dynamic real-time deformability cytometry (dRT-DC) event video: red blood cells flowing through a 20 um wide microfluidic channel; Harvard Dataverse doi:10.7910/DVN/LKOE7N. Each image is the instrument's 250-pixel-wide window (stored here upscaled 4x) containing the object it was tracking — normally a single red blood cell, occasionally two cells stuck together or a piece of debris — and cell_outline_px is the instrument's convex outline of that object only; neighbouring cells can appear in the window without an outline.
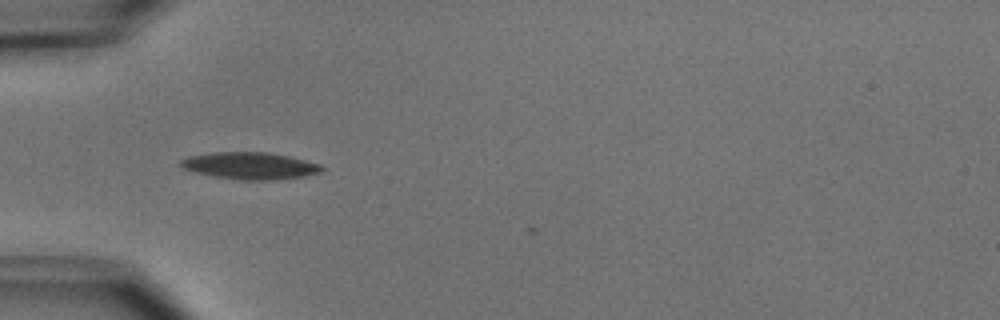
{"species": "common noctule bat (a hibernating species)", "species_latin": "Nyctalus noctula", "temperature_condition": "cold", "stored_images_in_passage": 5, "camera_frame_rate_fps": 3000, "um_per_image_px": 0.085, "animal": {"sex": "male", "body_mass_g": 15.6}, "frame": {"image": 1, "passage_image": 2, "time_ms": 0.333, "image_size_px": [1000, 320], "cell_outline_px": [[324, 168], [320, 172], [304, 176], [272, 180], [240, 180], [216, 176], [196, 172], [184, 168], [176, 164], [180, 160], [188, 156], [212, 152], [268, 152], [288, 156], [320, 164]], "centroid_in_image_um": [21.22, 14.08], "position_along_channel_um": 63.8, "area_um2": 22.08}}